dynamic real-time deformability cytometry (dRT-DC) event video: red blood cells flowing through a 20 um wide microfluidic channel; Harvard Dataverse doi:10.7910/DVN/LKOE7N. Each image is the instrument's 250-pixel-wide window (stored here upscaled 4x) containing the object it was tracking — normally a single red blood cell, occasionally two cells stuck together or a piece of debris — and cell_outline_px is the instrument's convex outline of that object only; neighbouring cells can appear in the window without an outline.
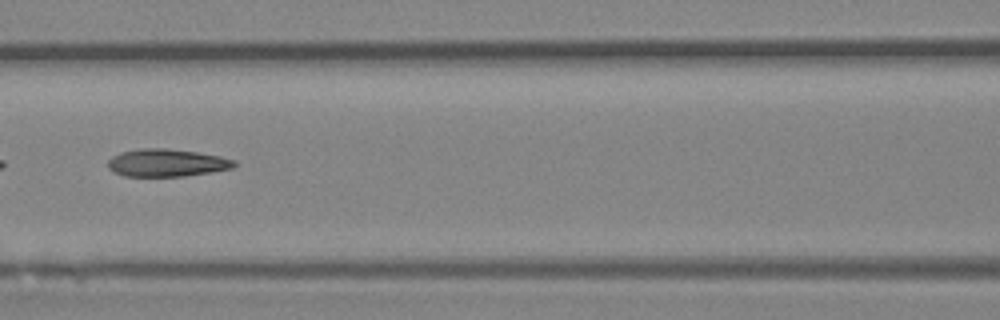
{"species": "Egyptian fruit bat (a non-hibernating species)", "species_latin": "Rousettus aegyptiacus", "temperature_condition": "room temperature", "stored_images_in_passage": 47, "camera_frame_rate_fps": 3000, "um_per_image_px": 0.085, "animal": {"sex": "female"}, "frame": {"image": 1, "passage_image": 21, "time_ms": 6.667, "image_size_px": [1000, 320], "cell_outline_px": [[236, 164], [232, 168], [212, 172], [184, 176], [124, 176], [108, 168], [108, 160], [112, 156], [120, 152], [140, 148], [164, 148], [196, 152], [220, 156], [236, 160]], "centroid_in_image_um": [14.17, 13.83], "position_along_channel_um": 152.4, "area_um2": 20.29}}
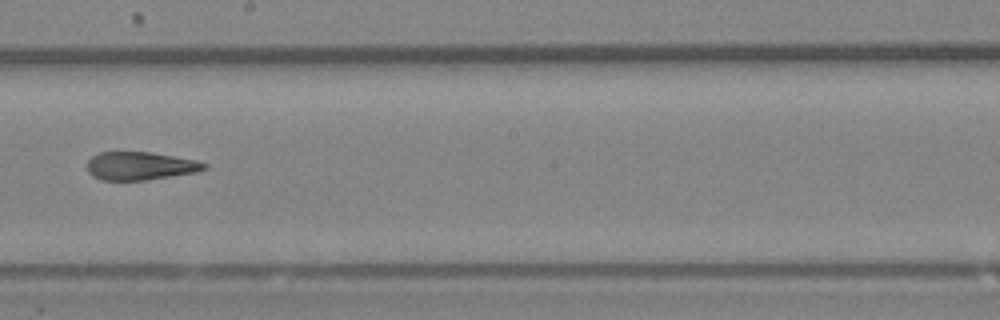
{"frame": {"image": 2, "passage_image": 27, "time_ms": 8.667, "image_size_px": [1000, 320], "cell_outline_px": [[208, 168], [196, 172], [148, 180], [100, 180], [92, 176], [88, 172], [88, 160], [92, 156], [100, 152], [152, 152], [196, 160], [208, 164]], "centroid_in_image_um": [11.93, 14.1], "position_along_channel_um": 236.3, "area_um2": 19.31}, "authors_computed_cell_mechanics": {"area_um2": 20.808, "velocity_mm_per_s": 4.2363, "shape_relaxation_time_tau1_ms": null, "shape_relaxation_time_tau2_ms": 2.741, "deformation_change_tau1": null, "deformation_change_tau2": 0.114}}